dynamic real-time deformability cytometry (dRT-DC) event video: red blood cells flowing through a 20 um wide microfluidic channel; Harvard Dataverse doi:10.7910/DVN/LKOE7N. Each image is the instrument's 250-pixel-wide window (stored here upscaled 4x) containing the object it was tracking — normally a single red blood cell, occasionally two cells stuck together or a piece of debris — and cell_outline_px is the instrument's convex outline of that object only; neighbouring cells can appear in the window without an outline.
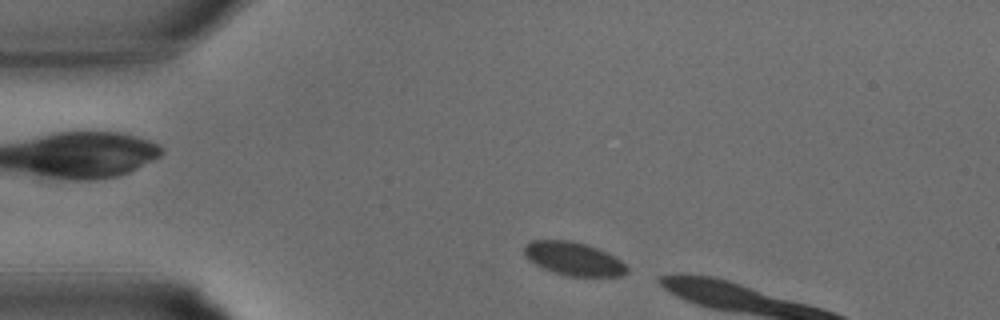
{"species": "common noctule bat (a hibernating species)", "species_latin": "Nyctalus noctula", "temperature_condition": "warm", "stored_images_in_passage": 3, "camera_frame_rate_fps": 3000, "um_per_image_px": 0.085, "animal": {"sex": "male", "body_mass_g": 15.6}, "frame": {"image": 1, "passage_image": 1, "time_ms": 0.0, "image_size_px": [1000, 320], "cell_outline_px": [[628, 272], [620, 276], [572, 276], [556, 272], [544, 268], [528, 260], [524, 256], [524, 244], [532, 240], [568, 240], [584, 244], [596, 248], [616, 256], [628, 268]], "centroid_in_image_um": [48.74, 21.98], "position_along_channel_um": 36.3, "area_um2": 19.77}}